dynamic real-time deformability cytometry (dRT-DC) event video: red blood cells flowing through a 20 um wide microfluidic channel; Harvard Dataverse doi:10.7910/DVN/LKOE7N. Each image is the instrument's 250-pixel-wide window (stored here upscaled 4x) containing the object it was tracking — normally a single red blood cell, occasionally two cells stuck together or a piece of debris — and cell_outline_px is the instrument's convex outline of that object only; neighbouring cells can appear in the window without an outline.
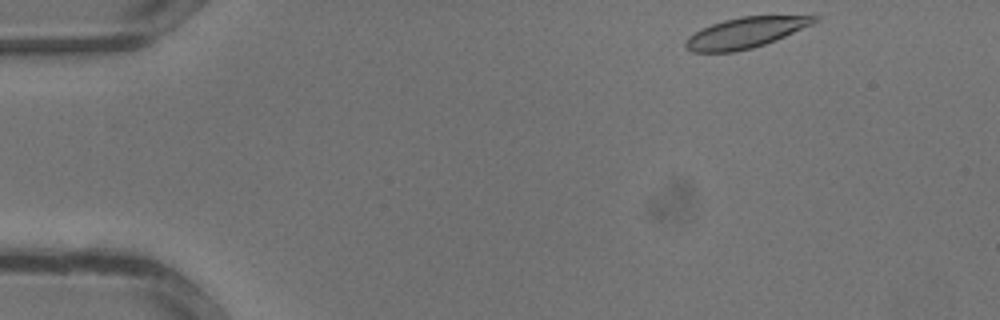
{"species": "common noctule bat (a hibernating species)", "species_latin": "Nyctalus noctula", "temperature_condition": "warm", "stored_images_in_passage": 30, "camera_frame_rate_fps": 3000, "um_per_image_px": 0.085, "animal": {"sex": "male", "body_mass_g": 13.3}, "frame": {"image": 1, "passage_image": 1, "time_ms": 0.0, "image_size_px": [1000, 320], "cell_outline_px": [[820, 16], [812, 24], [776, 40], [752, 48], [732, 52], [692, 52], [684, 44], [688, 36], [712, 24], [724, 20], [740, 16]], "centroid_in_image_um": [63.34, 2.78], "position_along_channel_um": 21.7, "area_um2": 22.54}}
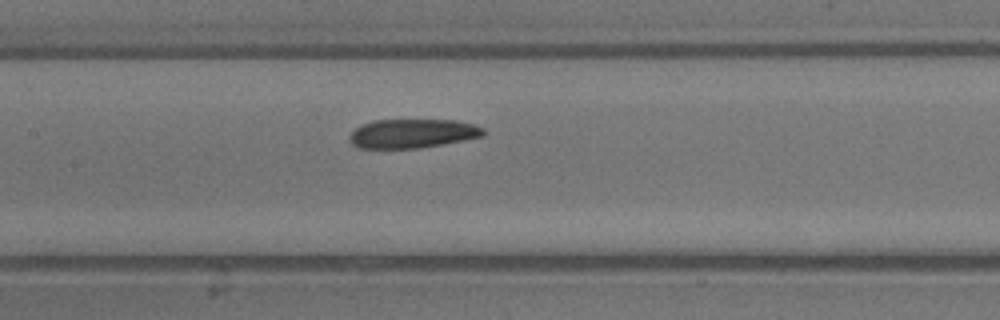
{"frame": {"image": 2, "passage_image": 13, "time_ms": 4.0, "image_size_px": [1000, 320], "cell_outline_px": [[488, 132], [484, 136], [420, 148], [360, 148], [352, 144], [348, 140], [348, 136], [360, 124], [372, 120], [456, 120], [472, 124], [484, 128]], "centroid_in_image_um": [35.05, 11.34], "position_along_channel_um": 172.4, "area_um2": 22.77}}
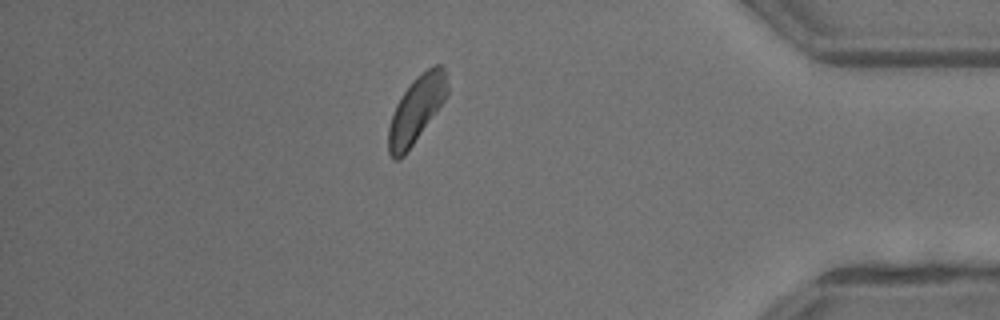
{"frame": {"image": 3, "passage_image": 26, "time_ms": 8.333, "image_size_px": [1000, 320], "cell_outline_px": [[448, 96], [404, 156], [400, 160], [392, 160], [388, 152], [388, 128], [396, 104], [400, 96], [412, 80], [416, 76], [428, 68], [436, 64], [440, 64], [448, 72]], "centroid_in_image_um": [35.4, 9.29], "position_along_channel_um": 399.8, "area_um2": 23.06}}